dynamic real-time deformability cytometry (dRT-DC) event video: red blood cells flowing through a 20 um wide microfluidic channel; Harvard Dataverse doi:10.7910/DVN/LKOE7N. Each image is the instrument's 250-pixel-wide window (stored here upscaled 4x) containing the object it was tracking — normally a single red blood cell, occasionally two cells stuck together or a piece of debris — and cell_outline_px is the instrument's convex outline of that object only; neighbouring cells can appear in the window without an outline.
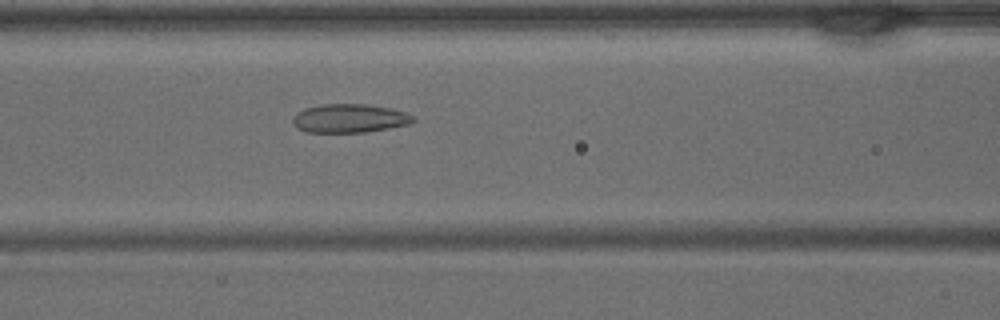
{"species": "common noctule bat (a hibernating species)", "species_latin": "Nyctalus noctula", "temperature_condition": "warm", "stored_images_in_passage": 36, "camera_frame_rate_fps": 3000, "um_per_image_px": 0.085, "animal": {"sex": "male", "body_mass_g": 15.6}, "frame": {"image": 1, "passage_image": 17, "time_ms": 5.333, "image_size_px": [1000, 320], "cell_outline_px": [[416, 120], [408, 124], [388, 128], [364, 132], [304, 132], [296, 128], [292, 124], [292, 116], [296, 112], [304, 108], [320, 104], [364, 104], [392, 108], [416, 116]], "centroid_in_image_um": [29.66, 10.05], "position_along_channel_um": 136.9, "area_um2": 20.35}}
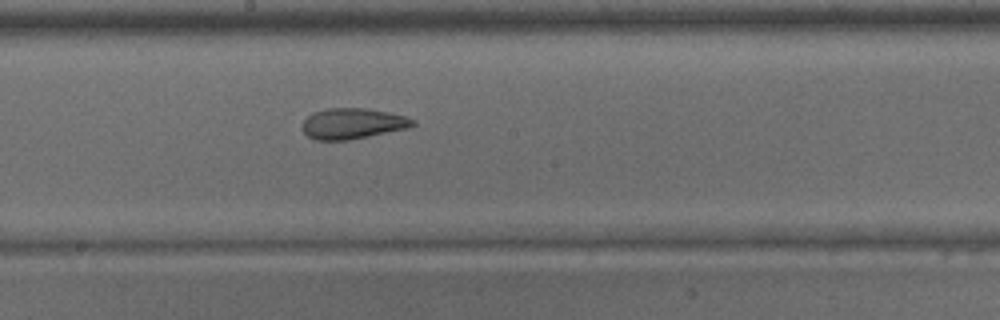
{"frame": {"image": 2, "passage_image": 22, "time_ms": 7.0, "image_size_px": [1000, 320], "cell_outline_px": [[416, 124], [408, 128], [348, 140], [316, 140], [308, 136], [304, 132], [304, 120], [312, 112], [328, 108], [364, 108], [388, 112], [404, 116], [416, 120]], "centroid_in_image_um": [29.98, 10.5], "position_along_channel_um": 218.2, "area_um2": 19.59}}
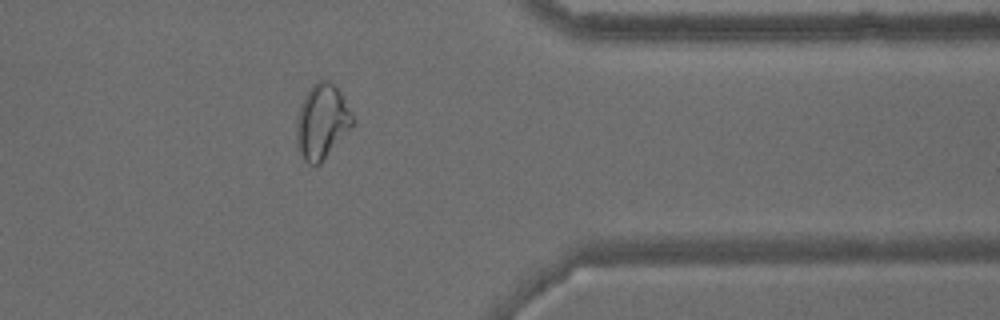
{"frame": {"image": 3, "passage_image": 33, "time_ms": 10.667, "image_size_px": [1000, 320], "cell_outline_px": [[356, 120], [320, 164], [308, 164], [304, 160], [296, 144], [296, 120], [300, 104], [308, 88], [316, 80], [328, 80], [340, 92]], "centroid_in_image_um": [27.33, 10.31], "position_along_channel_um": 384.1, "area_um2": 24.33}}